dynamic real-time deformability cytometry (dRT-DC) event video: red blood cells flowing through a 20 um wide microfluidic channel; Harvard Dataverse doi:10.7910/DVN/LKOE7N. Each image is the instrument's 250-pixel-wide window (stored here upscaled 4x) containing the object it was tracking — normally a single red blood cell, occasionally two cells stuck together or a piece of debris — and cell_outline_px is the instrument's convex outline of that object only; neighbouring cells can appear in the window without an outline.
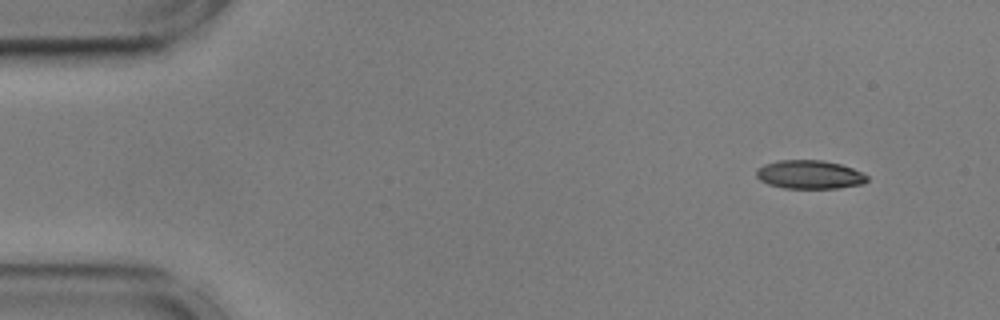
{"species": "common noctule bat (a hibernating species)", "species_latin": "Nyctalus noctula", "temperature_condition": "cold", "stored_images_in_passage": 7, "camera_frame_rate_fps": 3000, "um_per_image_px": 0.085, "animal": {"sex": "male", "body_mass_g": 17.9, "forearm_length_mm": 54.2}, "frame": {"image": 1, "passage_image": 1, "time_ms": 0.0, "image_size_px": [1000, 320], "cell_outline_px": [[868, 180], [864, 184], [840, 188], [784, 188], [768, 184], [760, 180], [756, 176], [756, 168], [764, 164], [780, 160], [824, 160], [840, 164], [852, 168], [868, 176]], "centroid_in_image_um": [68.81, 14.84], "position_along_channel_um": 16.2, "area_um2": 18.55}}